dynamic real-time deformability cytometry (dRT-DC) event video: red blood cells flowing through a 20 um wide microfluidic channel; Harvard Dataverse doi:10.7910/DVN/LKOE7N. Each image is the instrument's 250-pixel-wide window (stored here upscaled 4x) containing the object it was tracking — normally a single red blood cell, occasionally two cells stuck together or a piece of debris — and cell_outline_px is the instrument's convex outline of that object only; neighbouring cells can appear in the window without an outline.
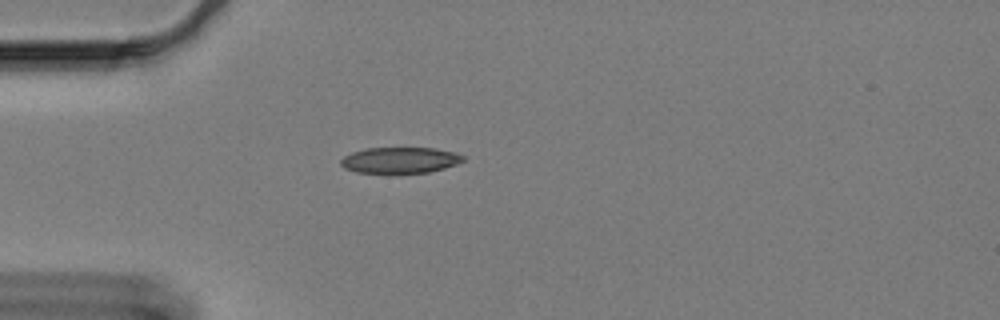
{"species": "Egyptian fruit bat (a non-hibernating species)", "species_latin": "Rousettus aegyptiacus", "temperature_condition": "cold", "stored_images_in_passage": 18, "camera_frame_rate_fps": 3000, "um_per_image_px": 0.085, "animal": {"sex": "female"}, "frame": {"image": 1, "passage_image": 1, "time_ms": 0.0, "image_size_px": [1000, 320], "cell_outline_px": [[464, 160], [456, 164], [444, 168], [428, 172], [356, 172], [344, 168], [340, 164], [340, 160], [344, 156], [352, 152], [368, 148], [436, 148], [456, 152], [464, 156]], "centroid_in_image_um": [34.01, 13.6], "position_along_channel_um": 51.0, "area_um2": 18.32}}
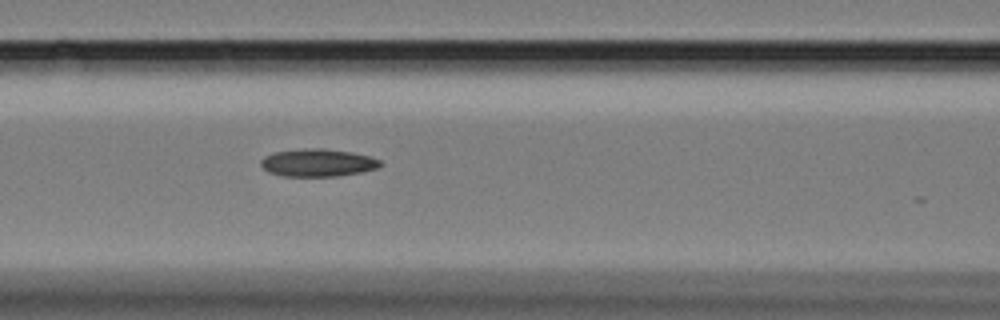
{"frame": {"image": 2, "passage_image": 10, "time_ms": 3.0, "image_size_px": [1000, 320], "cell_outline_px": [[384, 164], [376, 168], [360, 172], [336, 176], [284, 176], [268, 172], [260, 164], [260, 160], [264, 156], [272, 152], [304, 148], [324, 148], [352, 152], [372, 156], [380, 160]], "centroid_in_image_um": [27.0, 13.81], "position_along_channel_um": 139.6, "area_um2": 19.42}}
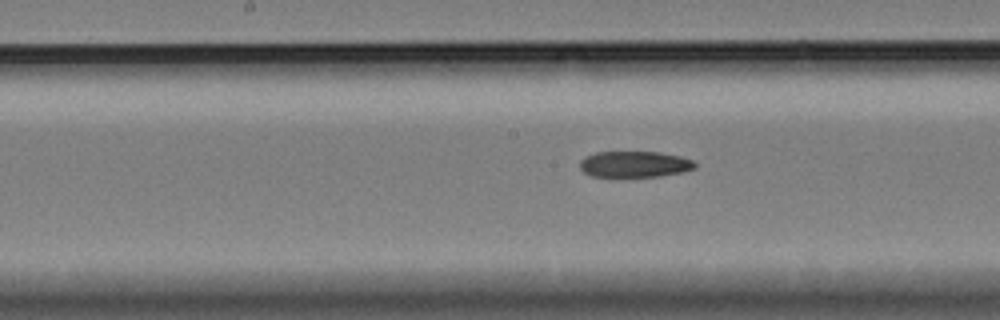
{"frame": {"image": 3, "passage_image": 15, "time_ms": 4.667, "image_size_px": [1000, 320], "cell_outline_px": [[696, 168], [680, 172], [660, 176], [592, 176], [584, 172], [580, 168], [580, 160], [584, 156], [596, 152], [660, 152], [680, 156], [692, 160], [696, 164]], "centroid_in_image_um": [53.92, 13.95], "position_along_channel_um": 194.3, "area_um2": 17.4}}